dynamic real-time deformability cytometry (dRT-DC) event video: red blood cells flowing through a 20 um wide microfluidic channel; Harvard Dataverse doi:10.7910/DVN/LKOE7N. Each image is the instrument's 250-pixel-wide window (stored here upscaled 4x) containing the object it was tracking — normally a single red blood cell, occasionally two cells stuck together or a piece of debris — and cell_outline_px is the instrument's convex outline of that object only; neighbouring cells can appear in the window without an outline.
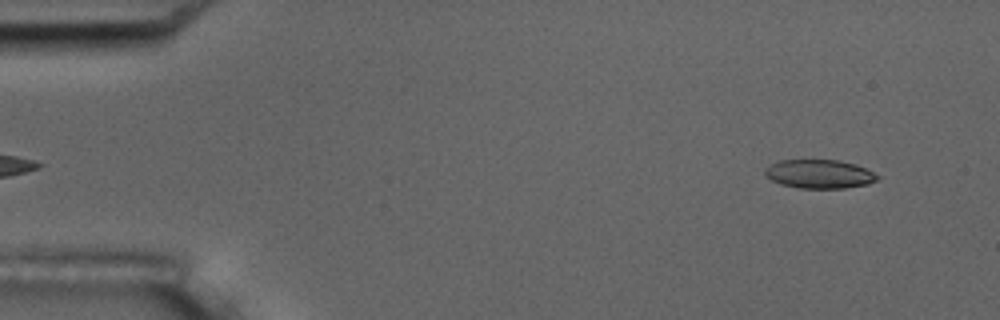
{"species": "common noctule bat (a hibernating species)", "species_latin": "Nyctalus noctula", "temperature_condition": "room temperature", "stored_images_in_passage": 5, "camera_frame_rate_fps": 3000, "um_per_image_px": 0.085, "animal": {"sex": "male", "body_mass_g": 17.5, "forearm_length_mm": 52.3}, "frame": {"image": 1, "passage_image": 5, "time_ms": 4.667, "image_size_px": [1000, 320], "cell_outline_px": [[880, 176], [876, 180], [868, 184], [844, 188], [800, 188], [780, 184], [764, 176], [764, 168], [768, 164], [780, 160], [836, 160], [856, 164]], "centroid_in_image_um": [69.59, 14.79], "position_along_channel_um": 15.4, "area_um2": 18.9}}